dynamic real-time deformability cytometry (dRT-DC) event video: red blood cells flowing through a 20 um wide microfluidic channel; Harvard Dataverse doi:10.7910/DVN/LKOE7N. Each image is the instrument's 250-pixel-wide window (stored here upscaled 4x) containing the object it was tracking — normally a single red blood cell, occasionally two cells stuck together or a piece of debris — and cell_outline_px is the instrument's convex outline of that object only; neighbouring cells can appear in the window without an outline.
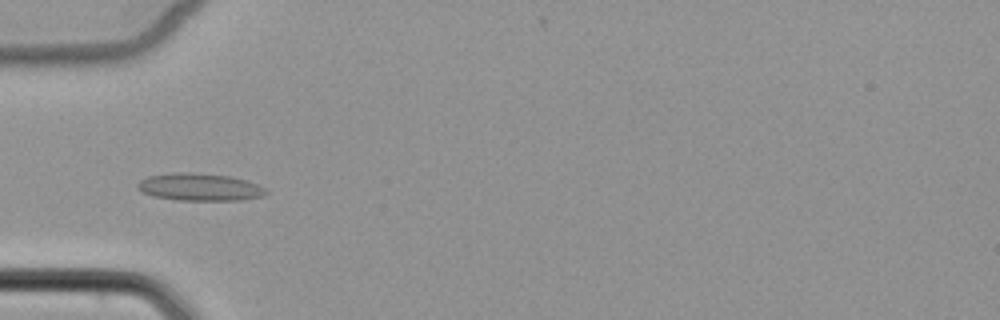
{"species": "common noctule bat (a hibernating species)", "species_latin": "Nyctalus noctula", "temperature_condition": "cold", "stored_images_in_passage": 53, "camera_frame_rate_fps": 3000, "um_per_image_px": 0.085, "animal": {"sex": "female", "body_mass_g": 22.7, "forearm_length_mm": 54.2}, "frame": {"image": 1, "passage_image": 18, "time_ms": 5.667, "image_size_px": [1000, 320], "cell_outline_px": [[268, 192], [264, 196], [240, 200], [176, 200], [152, 196], [136, 188], [136, 184], [140, 180], [148, 176], [172, 172], [188, 172], [228, 176], [248, 180], [264, 188]], "centroid_in_image_um": [16.94, 15.9], "position_along_channel_um": 68.1, "area_um2": 20.58}}
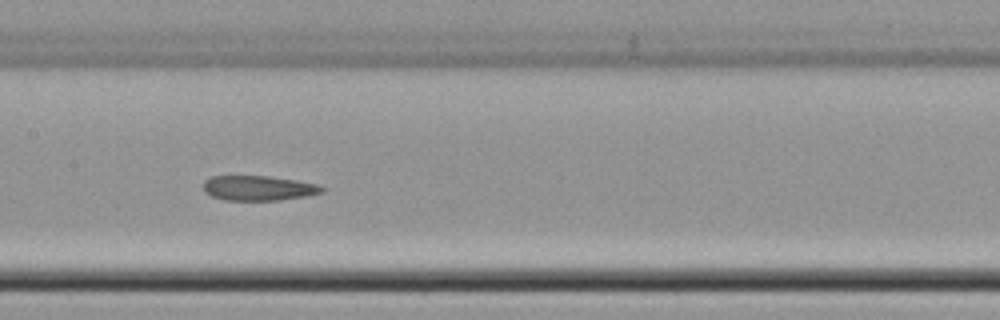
{"frame": {"image": 2, "passage_image": 27, "time_ms": 8.667, "image_size_px": [1000, 320], "cell_outline_px": [[324, 192], [308, 196], [280, 200], [224, 200], [212, 196], [204, 192], [204, 180], [208, 176], [268, 176], [296, 180], [316, 184], [324, 188]], "centroid_in_image_um": [21.96, 15.99], "position_along_channel_um": 185.4, "area_um2": 17.28}}
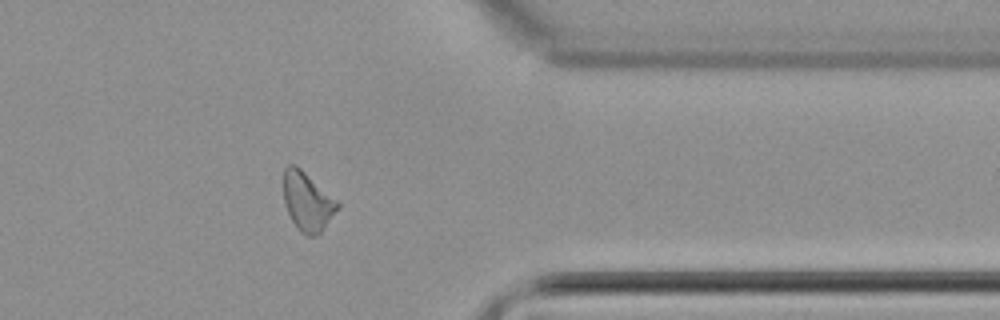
{"frame": {"image": 3, "passage_image": 43, "time_ms": 14.0, "image_size_px": [1000, 320], "cell_outline_px": [[340, 204], [320, 232], [316, 236], [308, 236], [300, 232], [296, 228], [284, 204], [284, 168], [288, 164], [296, 164], [336, 200]], "centroid_in_image_um": [26.08, 17.12], "position_along_channel_um": 385.3, "area_um2": 18.09}}